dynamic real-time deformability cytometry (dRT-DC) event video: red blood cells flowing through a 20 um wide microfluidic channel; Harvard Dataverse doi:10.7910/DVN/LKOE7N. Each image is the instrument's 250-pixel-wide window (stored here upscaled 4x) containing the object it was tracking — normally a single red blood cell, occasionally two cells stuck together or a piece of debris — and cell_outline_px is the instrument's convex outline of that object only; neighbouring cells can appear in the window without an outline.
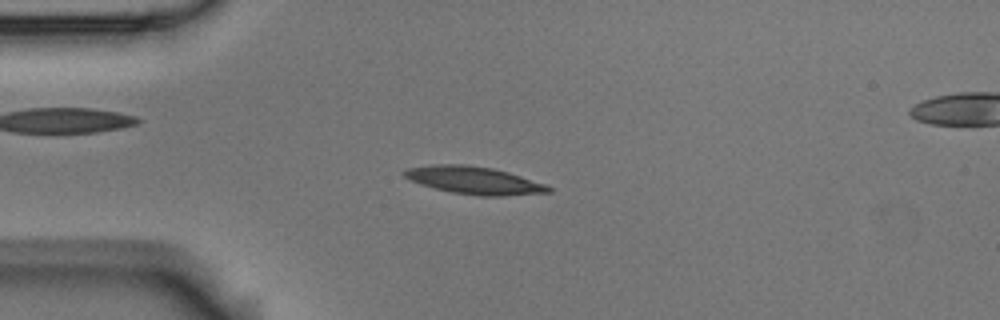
{"species": "Egyptian fruit bat (a non-hibernating species)", "species_latin": "Rousettus aegyptiacus", "temperature_condition": "room temperature", "stored_images_in_passage": 5, "segment_of_instrument_passage": [1, 2], "camera_frame_rate_fps": 3000, "um_per_image_px": 0.085, "animal": {"sex": "male"}, "frame": {"image": 1, "passage_image": 4, "time_ms": 1.0, "image_size_px": [1000, 320], "cell_outline_px": [[552, 192], [504, 196], [480, 196], [452, 192], [420, 184], [408, 180], [400, 172], [404, 168], [432, 164], [464, 164], [492, 168], [508, 172], [548, 184], [552, 188]], "centroid_in_image_um": [40.28, 15.32], "position_along_channel_um": 44.7, "area_um2": 23.47}}